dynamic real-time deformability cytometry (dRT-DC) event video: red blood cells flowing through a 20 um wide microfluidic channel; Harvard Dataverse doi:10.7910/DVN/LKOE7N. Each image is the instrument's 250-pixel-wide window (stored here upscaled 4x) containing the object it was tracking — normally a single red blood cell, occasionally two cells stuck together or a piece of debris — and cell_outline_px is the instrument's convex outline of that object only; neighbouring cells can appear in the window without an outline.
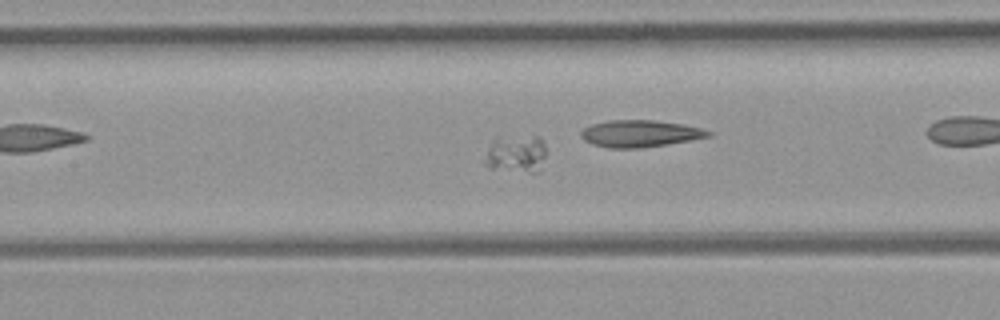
{"species": "common noctule bat (a hibernating species)", "species_latin": "Nyctalus noctula", "temperature_condition": "room temperature", "stored_images_in_passage": 24, "camera_frame_rate_fps": 3000, "um_per_image_px": 0.085, "animal": {"sex": "female", "body_mass_g": 21.9}, "frame": {"image": 1, "passage_image": 8, "time_ms": 2.333, "image_size_px": [1000, 320], "cell_outline_px": [[544, 156], [536, 172], [528, 172], [488, 168], [484, 164], [488, 152], [496, 136], [536, 136], [544, 144]], "centroid_in_image_um": [43.83, 13.06], "position_along_channel_um": 163.6, "area_um2": 13.06}}
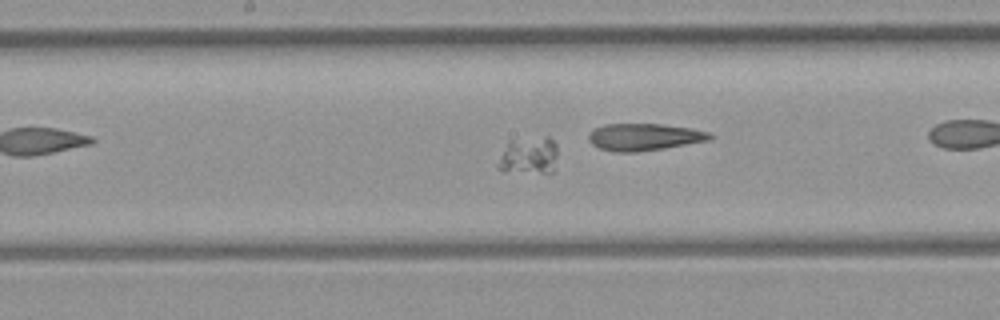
{"frame": {"image": 2, "passage_image": 11, "time_ms": 3.333, "image_size_px": [1000, 320], "cell_outline_px": [[556, 156], [552, 172], [504, 172], [496, 164], [508, 140], [544, 136], [548, 136], [556, 144]], "centroid_in_image_um": [44.92, 13.2], "position_along_channel_um": 203.3, "area_um2": 13.01}}